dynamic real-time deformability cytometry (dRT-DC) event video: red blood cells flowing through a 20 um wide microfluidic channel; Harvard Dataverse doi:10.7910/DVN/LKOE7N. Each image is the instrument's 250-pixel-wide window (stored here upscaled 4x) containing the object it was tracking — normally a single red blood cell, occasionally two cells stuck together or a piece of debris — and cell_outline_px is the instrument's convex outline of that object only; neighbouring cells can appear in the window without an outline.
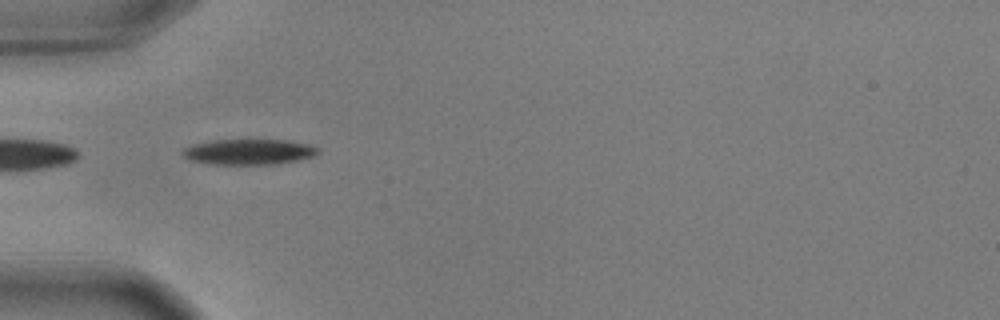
{"species": "common noctule bat (a hibernating species)", "species_latin": "Nyctalus noctula", "temperature_condition": "warm", "stored_images_in_passage": 39, "camera_frame_rate_fps": 3000, "um_per_image_px": 0.085, "animal": {"sex": "male", "body_mass_g": 17.9, "forearm_length_mm": 54.2}, "frame": {"image": 1, "passage_image": 1, "time_ms": 0.0, "image_size_px": [1000, 320], "cell_outline_px": [[320, 152], [316, 156], [296, 160], [272, 164], [212, 164], [188, 160], [180, 152], [184, 148], [192, 144], [212, 140], [288, 140], [308, 144], [320, 148]], "centroid_in_image_um": [21.14, 12.9], "position_along_channel_um": 63.9, "area_um2": 20.23}}
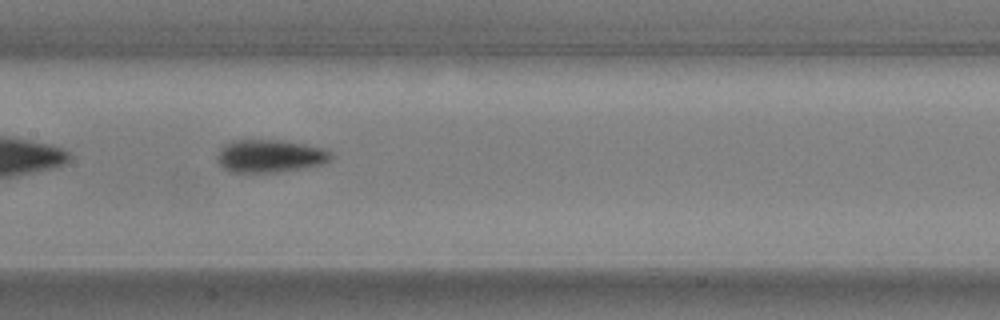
{"frame": {"image": 2, "passage_image": 11, "time_ms": 3.333, "image_size_px": [1000, 320], "cell_outline_px": [[332, 160], [324, 164], [304, 168], [276, 172], [228, 172], [216, 160], [216, 156], [220, 148], [232, 140], [280, 140], [304, 144], [324, 148], [332, 152]], "centroid_in_image_um": [22.96, 13.26], "position_along_channel_um": 184.4, "area_um2": 21.96}}
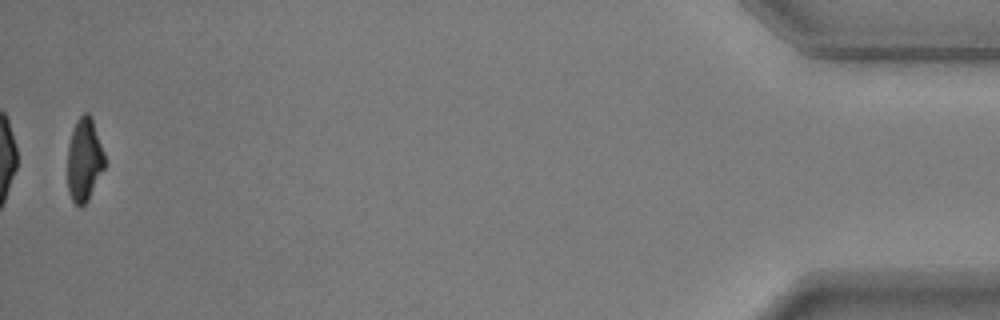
{"frame": {"image": 3, "passage_image": 38, "time_ms": 12.333, "image_size_px": [1000, 320], "cell_outline_px": [[104, 168], [88, 200], [80, 208], [72, 200], [68, 192], [68, 144], [76, 120], [84, 112], [88, 112], [92, 116], [104, 152]], "centroid_in_image_um": [7.16, 13.56], "position_along_channel_um": 428.0, "area_um2": 18.03}, "authors_computed_cell_mechanics": {"area_um2": 20.5768, "velocity_mm_per_s": 3.6543, "shape_relaxation_time_tau1_ms": 2.6782, "shape_relaxation_time_tau2_ms": 3.4749, "deformation_change_tau1": 0.1417, "deformation_change_tau2": 0.0811}}